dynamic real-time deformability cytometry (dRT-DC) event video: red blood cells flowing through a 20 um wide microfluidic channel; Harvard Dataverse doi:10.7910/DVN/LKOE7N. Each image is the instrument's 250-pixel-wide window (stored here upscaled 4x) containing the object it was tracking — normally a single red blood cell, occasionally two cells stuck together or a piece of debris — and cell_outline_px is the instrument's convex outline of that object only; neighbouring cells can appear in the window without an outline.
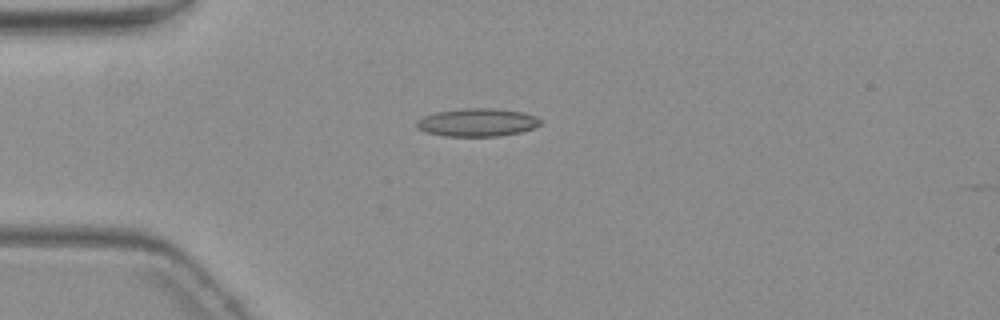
{"species": "common noctule bat (a hibernating species)", "species_latin": "Nyctalus noctula", "temperature_condition": "warm", "stored_images_in_passage": 6, "camera_frame_rate_fps": 3000, "um_per_image_px": 0.085, "animal": {"sex": "female", "body_mass_g": 19.3, "forearm_length_mm": 54.1}, "frame": {"image": 1, "passage_image": 4, "time_ms": 4.0, "image_size_px": [1000, 320], "cell_outline_px": [[540, 124], [532, 128], [520, 132], [500, 136], [444, 136], [424, 132], [416, 128], [416, 120], [424, 116], [436, 112], [460, 108], [496, 108], [524, 112], [536, 116], [540, 120]], "centroid_in_image_um": [40.53, 10.4], "position_along_channel_um": 44.5, "area_um2": 20.4}}
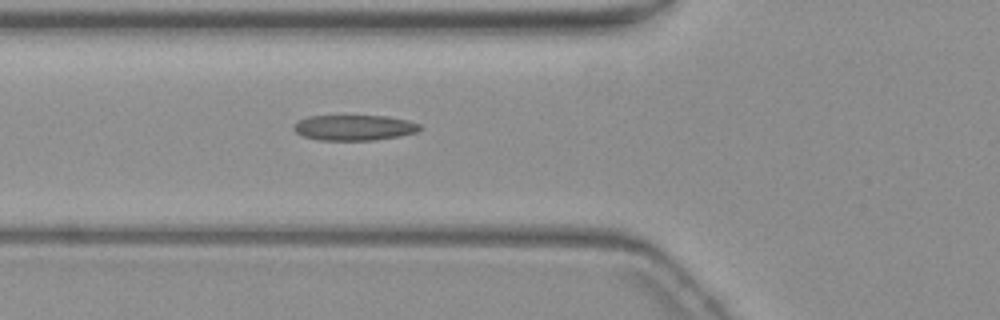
{"frame": {"image": 2, "passage_image": 6, "time_ms": 6.0, "image_size_px": [1000, 320], "cell_outline_px": [[424, 128], [416, 132], [400, 136], [376, 140], [320, 140], [304, 136], [296, 132], [292, 128], [300, 120], [308, 116], [388, 116], [408, 120], [420, 124]], "centroid_in_image_um": [30.17, 10.85], "position_along_channel_um": 95.6, "area_um2": 18.73}}